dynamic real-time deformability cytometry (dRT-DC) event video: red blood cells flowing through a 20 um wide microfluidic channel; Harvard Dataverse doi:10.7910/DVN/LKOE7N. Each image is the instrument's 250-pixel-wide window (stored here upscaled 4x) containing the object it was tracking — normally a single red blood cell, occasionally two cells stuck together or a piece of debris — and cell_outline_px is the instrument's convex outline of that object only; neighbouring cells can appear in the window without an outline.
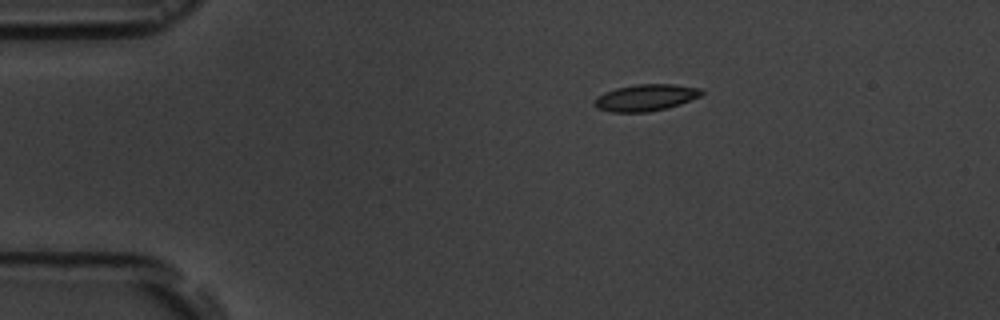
{"species": "common noctule bat (a hibernating species)", "species_latin": "Nyctalus noctula", "temperature_condition": "room temperature", "stored_images_in_passage": 4, "camera_frame_rate_fps": 3000, "um_per_image_px": 0.085, "animal": {"sex": "male", "body_mass_g": 19.5, "forearm_length_mm": 54.6}, "frame": {"image": 1, "passage_image": 1, "time_ms": 0.0, "image_size_px": [1000, 320], "cell_outline_px": [[704, 92], [700, 96], [680, 104], [668, 108], [648, 112], [612, 112], [596, 108], [592, 104], [596, 96], [604, 92], [616, 88], [636, 84], [676, 84], [700, 88]], "centroid_in_image_um": [54.85, 8.3], "position_along_channel_um": 30.1, "area_um2": 16.82}}
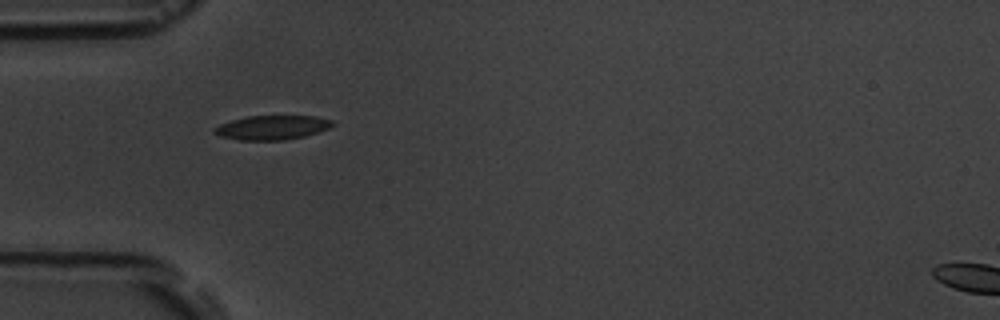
{"frame": {"image": 2, "passage_image": 3, "time_ms": 2.333, "image_size_px": [1000, 320], "cell_outline_px": [[336, 124], [328, 128], [304, 136], [284, 140], [240, 140], [220, 136], [212, 132], [212, 128], [220, 124], [232, 120], [248, 116], [316, 116], [332, 120]], "centroid_in_image_um": [23.11, 10.84], "position_along_channel_um": 61.9, "area_um2": 16.65}}
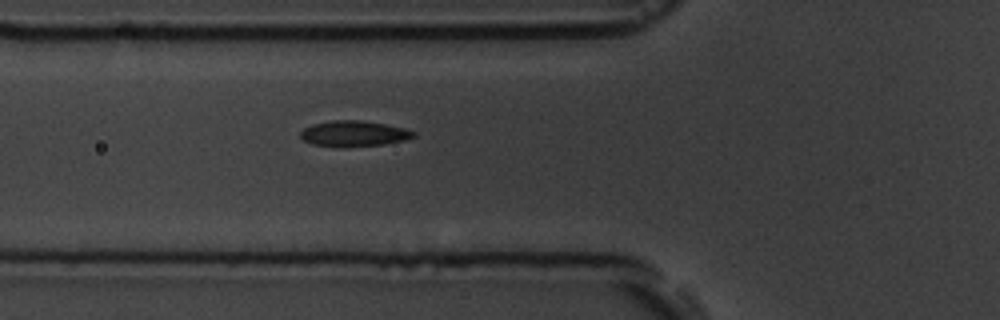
{"frame": {"image": 3, "passage_image": 4, "time_ms": 3.333, "image_size_px": [1000, 320], "cell_outline_px": [[416, 136], [404, 140], [384, 144], [312, 144], [304, 140], [300, 136], [300, 132], [304, 128], [312, 124], [332, 120], [360, 120], [384, 124], [404, 128], [416, 132]], "centroid_in_image_um": [30.1, 11.3], "position_along_channel_um": 95.7, "area_um2": 16.01}}